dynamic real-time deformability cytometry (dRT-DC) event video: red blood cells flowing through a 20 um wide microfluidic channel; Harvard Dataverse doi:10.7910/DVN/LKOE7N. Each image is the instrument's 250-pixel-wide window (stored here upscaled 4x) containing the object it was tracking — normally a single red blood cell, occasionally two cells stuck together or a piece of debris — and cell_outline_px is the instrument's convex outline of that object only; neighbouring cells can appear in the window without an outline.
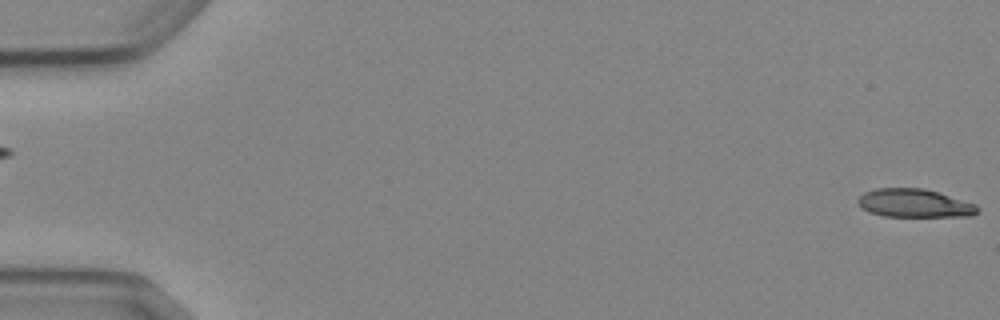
{"species": "Egyptian fruit bat (a non-hibernating species)", "species_latin": "Rousettus aegyptiacus", "temperature_condition": "cold", "stored_images_in_passage": 5, "segment_of_instrument_passage": [2, 2], "camera_frame_rate_fps": 3000, "um_per_image_px": 0.085, "animal": {"sex": "female"}, "frame": {"image": 1, "passage_image": 5, "time_ms": 4.667, "image_size_px": [1000, 320], "cell_outline_px": [[980, 212], [972, 216], [884, 216], [868, 212], [860, 208], [856, 200], [864, 192], [876, 188], [924, 188], [976, 204], [980, 208]], "centroid_in_image_um": [77.71, 17.27], "position_along_channel_um": 7.3, "area_um2": 19.88}}